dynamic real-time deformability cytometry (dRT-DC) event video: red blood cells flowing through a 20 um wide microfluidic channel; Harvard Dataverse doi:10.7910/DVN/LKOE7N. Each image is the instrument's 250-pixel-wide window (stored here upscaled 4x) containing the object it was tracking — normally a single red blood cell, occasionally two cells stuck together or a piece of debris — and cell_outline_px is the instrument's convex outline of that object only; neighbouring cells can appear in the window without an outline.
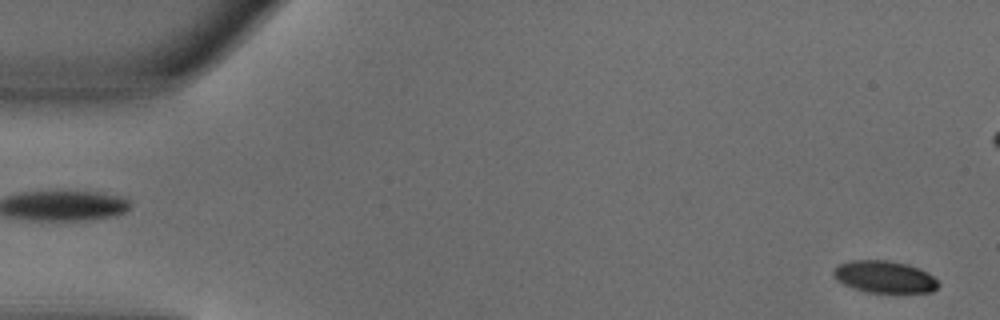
{"species": "common noctule bat (a hibernating species)", "species_latin": "Nyctalus noctula", "temperature_condition": "warm", "stored_images_in_passage": 43, "camera_frame_rate_fps": 3000, "um_per_image_px": 0.085, "animal": {"sex": "male", "body_mass_g": 18.8}, "frame": {"image": 1, "passage_image": 1, "time_ms": 0.0, "image_size_px": [1000, 320], "cell_outline_px": [[940, 284], [932, 292], [868, 292], [852, 288], [836, 280], [832, 272], [840, 264], [852, 260], [888, 260], [908, 264], [920, 268], [928, 272]], "centroid_in_image_um": [75.19, 23.52], "position_along_channel_um": 9.8, "area_um2": 19.54}}
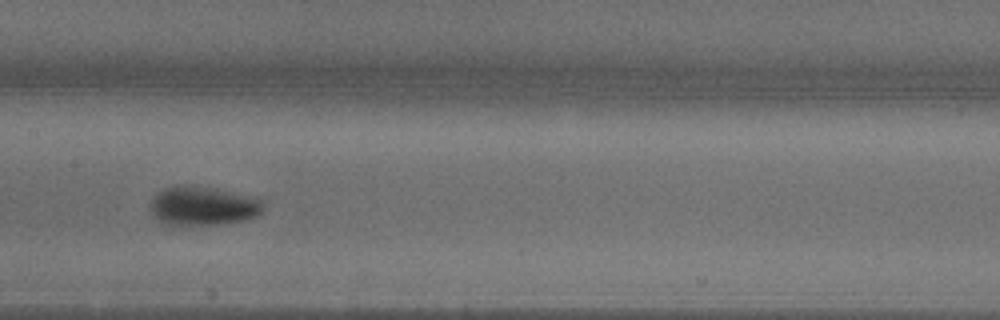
{"frame": {"image": 2, "passage_image": 24, "time_ms": 7.667, "image_size_px": [1000, 320], "cell_outline_px": [[264, 208], [256, 216], [248, 220], [224, 224], [168, 224], [160, 220], [152, 212], [152, 200], [156, 192], [164, 188], [204, 188], [256, 196], [260, 200]], "centroid_in_image_um": [17.33, 17.54], "position_along_channel_um": 190.1, "area_um2": 24.57}}
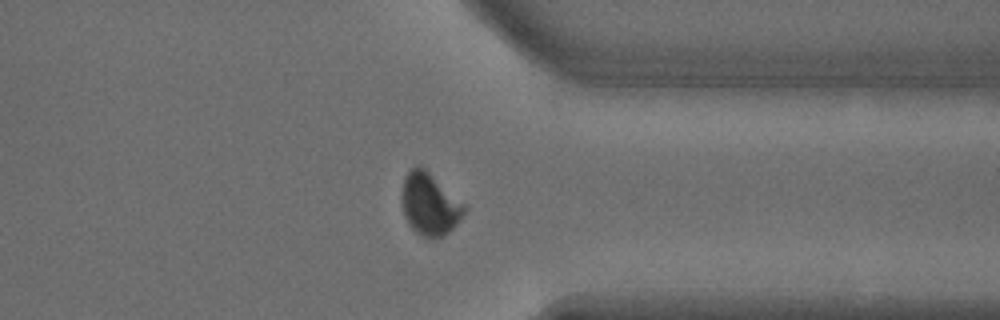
{"frame": {"image": 3, "passage_image": 38, "time_ms": 12.333, "image_size_px": [1000, 320], "cell_outline_px": [[468, 208], [460, 220], [444, 236], [432, 240], [420, 236], [408, 224], [404, 216], [400, 196], [404, 176], [416, 164], [420, 164], [468, 204]], "centroid_in_image_um": [36.54, 17.34], "position_along_channel_um": 374.9, "area_um2": 23.58}}